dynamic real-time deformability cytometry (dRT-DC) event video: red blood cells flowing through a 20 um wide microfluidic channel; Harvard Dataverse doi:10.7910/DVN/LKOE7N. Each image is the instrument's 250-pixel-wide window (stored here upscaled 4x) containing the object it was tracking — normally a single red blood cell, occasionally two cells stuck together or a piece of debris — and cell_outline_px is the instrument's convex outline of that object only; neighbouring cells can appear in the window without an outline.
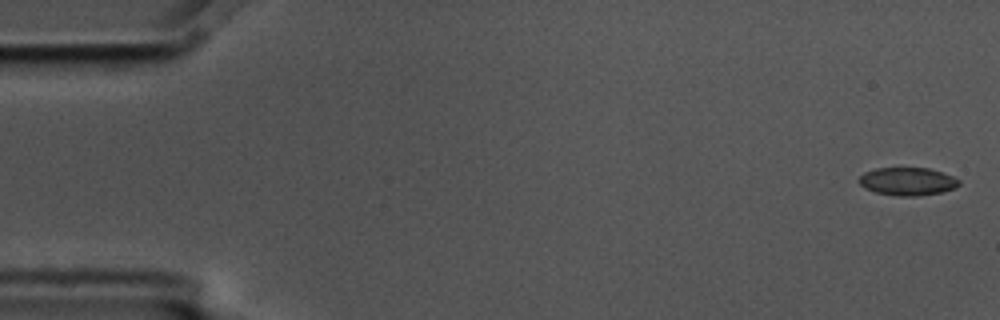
{"species": "common noctule bat (a hibernating species)", "species_latin": "Nyctalus noctula", "temperature_condition": "cold", "stored_images_in_passage": 6, "camera_frame_rate_fps": 3000, "um_per_image_px": 0.085, "animal": {"sex": "male", "body_mass_g": 17.5, "forearm_length_mm": 52.3}, "frame": {"image": 1, "passage_image": 1, "time_ms": 0.0, "image_size_px": [1000, 320], "cell_outline_px": [[960, 184], [956, 188], [940, 192], [916, 196], [896, 196], [876, 192], [864, 188], [860, 184], [860, 176], [864, 172], [876, 168], [928, 168], [952, 176], [960, 180]], "centroid_in_image_um": [77.14, 15.42], "position_along_channel_um": 7.9, "area_um2": 16.18}}
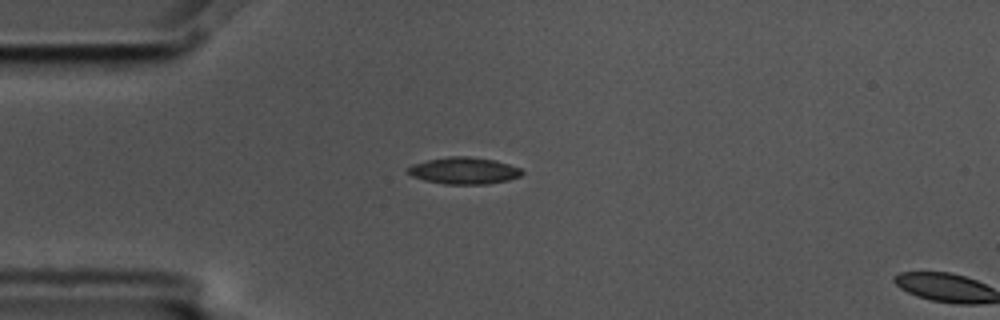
{"frame": {"image": 2, "passage_image": 5, "time_ms": 1.333, "image_size_px": [1000, 320], "cell_outline_px": [[524, 172], [520, 176], [508, 180], [488, 184], [444, 184], [424, 180], [412, 176], [408, 172], [408, 168], [412, 164], [428, 160], [448, 156], [468, 156], [492, 160], [508, 164], [520, 168]], "centroid_in_image_um": [39.43, 14.51], "position_along_channel_um": 45.6, "area_um2": 17.69}}